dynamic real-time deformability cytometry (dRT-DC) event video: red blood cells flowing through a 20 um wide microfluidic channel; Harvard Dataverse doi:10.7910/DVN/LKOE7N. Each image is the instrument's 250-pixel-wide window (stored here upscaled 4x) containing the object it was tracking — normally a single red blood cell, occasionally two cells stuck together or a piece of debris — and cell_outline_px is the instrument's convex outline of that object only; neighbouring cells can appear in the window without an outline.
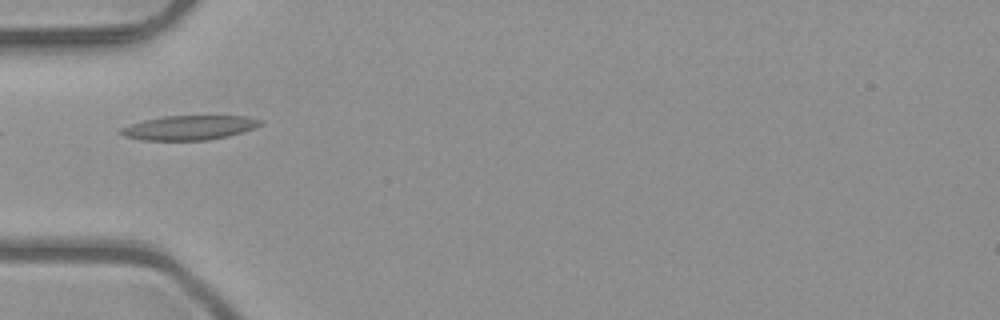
{"species": "common noctule bat (a hibernating species)", "species_latin": "Nyctalus noctula", "temperature_condition": "room temperature", "stored_images_in_passage": 5, "camera_frame_rate_fps": 3000, "um_per_image_px": 0.085, "animal": {"sex": "male", "body_mass_g": 23.1, "forearm_length_mm": 52.7}, "frame": {"image": 1, "passage_image": 5, "time_ms": 1.333, "image_size_px": [1000, 320], "cell_outline_px": [[264, 124], [228, 136], [208, 140], [140, 140], [124, 136], [120, 132], [120, 128], [144, 120], [164, 116], [248, 116], [264, 120]], "centroid_in_image_um": [16.11, 10.85], "position_along_channel_um": 68.9, "area_um2": 19.77}}